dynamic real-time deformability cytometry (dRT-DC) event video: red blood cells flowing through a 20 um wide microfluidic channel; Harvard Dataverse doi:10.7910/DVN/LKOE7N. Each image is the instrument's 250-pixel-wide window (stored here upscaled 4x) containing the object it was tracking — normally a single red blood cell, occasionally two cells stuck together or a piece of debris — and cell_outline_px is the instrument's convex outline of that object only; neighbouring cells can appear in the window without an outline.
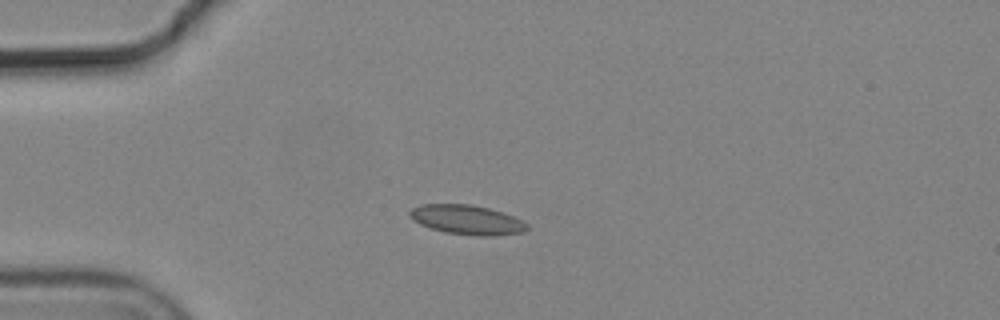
{"species": "common noctule bat (a hibernating species)", "species_latin": "Nyctalus noctula", "temperature_condition": "cold", "stored_images_in_passage": 4, "camera_frame_rate_fps": 3000, "um_per_image_px": 0.085, "animal": {"sex": "male", "body_mass_g": 19.2, "forearm_length_mm": 51.8}, "frame": {"image": 1, "passage_image": 2, "time_ms": 0.333, "image_size_px": [1000, 320], "cell_outline_px": [[528, 228], [524, 232], [492, 236], [480, 236], [444, 232], [420, 224], [412, 220], [408, 212], [412, 208], [420, 204], [472, 204], [504, 212], [528, 224]], "centroid_in_image_um": [39.68, 18.67], "position_along_channel_um": 45.3, "area_um2": 20.17}}